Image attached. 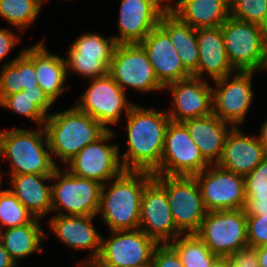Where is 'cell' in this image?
<instances>
[{
	"instance_id": "cell-1",
	"label": "cell",
	"mask_w": 267,
	"mask_h": 267,
	"mask_svg": "<svg viewBox=\"0 0 267 267\" xmlns=\"http://www.w3.org/2000/svg\"><path fill=\"white\" fill-rule=\"evenodd\" d=\"M125 116L128 148L120 157L124 170L155 174L160 168L165 134L171 121L167 112L134 104Z\"/></svg>"
},
{
	"instance_id": "cell-2",
	"label": "cell",
	"mask_w": 267,
	"mask_h": 267,
	"mask_svg": "<svg viewBox=\"0 0 267 267\" xmlns=\"http://www.w3.org/2000/svg\"><path fill=\"white\" fill-rule=\"evenodd\" d=\"M153 178L149 172L124 170L111 185H102L97 215L110 231L139 229L143 191Z\"/></svg>"
},
{
	"instance_id": "cell-3",
	"label": "cell",
	"mask_w": 267,
	"mask_h": 267,
	"mask_svg": "<svg viewBox=\"0 0 267 267\" xmlns=\"http://www.w3.org/2000/svg\"><path fill=\"white\" fill-rule=\"evenodd\" d=\"M44 129L52 158H59L64 165L107 131L97 120L76 106L49 114Z\"/></svg>"
},
{
	"instance_id": "cell-4",
	"label": "cell",
	"mask_w": 267,
	"mask_h": 267,
	"mask_svg": "<svg viewBox=\"0 0 267 267\" xmlns=\"http://www.w3.org/2000/svg\"><path fill=\"white\" fill-rule=\"evenodd\" d=\"M0 158L8 159L10 175L52 176L58 165L52 158L44 126L39 130L0 131Z\"/></svg>"
},
{
	"instance_id": "cell-5",
	"label": "cell",
	"mask_w": 267,
	"mask_h": 267,
	"mask_svg": "<svg viewBox=\"0 0 267 267\" xmlns=\"http://www.w3.org/2000/svg\"><path fill=\"white\" fill-rule=\"evenodd\" d=\"M154 179L167 192L177 230L182 235L196 234L207 210L195 177L154 175Z\"/></svg>"
},
{
	"instance_id": "cell-6",
	"label": "cell",
	"mask_w": 267,
	"mask_h": 267,
	"mask_svg": "<svg viewBox=\"0 0 267 267\" xmlns=\"http://www.w3.org/2000/svg\"><path fill=\"white\" fill-rule=\"evenodd\" d=\"M226 53L236 71H260L265 51L267 28L229 16L220 26Z\"/></svg>"
},
{
	"instance_id": "cell-7",
	"label": "cell",
	"mask_w": 267,
	"mask_h": 267,
	"mask_svg": "<svg viewBox=\"0 0 267 267\" xmlns=\"http://www.w3.org/2000/svg\"><path fill=\"white\" fill-rule=\"evenodd\" d=\"M52 180L55 181L51 185L52 212L68 216L97 215L103 184L75 176L66 169L63 172L59 167Z\"/></svg>"
},
{
	"instance_id": "cell-8",
	"label": "cell",
	"mask_w": 267,
	"mask_h": 267,
	"mask_svg": "<svg viewBox=\"0 0 267 267\" xmlns=\"http://www.w3.org/2000/svg\"><path fill=\"white\" fill-rule=\"evenodd\" d=\"M196 235L218 257H228L248 246L244 209L207 211Z\"/></svg>"
},
{
	"instance_id": "cell-9",
	"label": "cell",
	"mask_w": 267,
	"mask_h": 267,
	"mask_svg": "<svg viewBox=\"0 0 267 267\" xmlns=\"http://www.w3.org/2000/svg\"><path fill=\"white\" fill-rule=\"evenodd\" d=\"M108 74L123 91L127 87L143 93L164 90L139 43L116 44Z\"/></svg>"
},
{
	"instance_id": "cell-10",
	"label": "cell",
	"mask_w": 267,
	"mask_h": 267,
	"mask_svg": "<svg viewBox=\"0 0 267 267\" xmlns=\"http://www.w3.org/2000/svg\"><path fill=\"white\" fill-rule=\"evenodd\" d=\"M114 137V132L111 129L107 130L95 142L86 145L69 160L65 164L66 170L75 176L108 184L124 171L119 146L107 144Z\"/></svg>"
},
{
	"instance_id": "cell-11",
	"label": "cell",
	"mask_w": 267,
	"mask_h": 267,
	"mask_svg": "<svg viewBox=\"0 0 267 267\" xmlns=\"http://www.w3.org/2000/svg\"><path fill=\"white\" fill-rule=\"evenodd\" d=\"M210 164L182 122L170 121L164 142L160 168L154 175L194 177Z\"/></svg>"
},
{
	"instance_id": "cell-12",
	"label": "cell",
	"mask_w": 267,
	"mask_h": 267,
	"mask_svg": "<svg viewBox=\"0 0 267 267\" xmlns=\"http://www.w3.org/2000/svg\"><path fill=\"white\" fill-rule=\"evenodd\" d=\"M110 238L101 236V250L96 262L101 267H133L152 263L158 243L141 229L110 231Z\"/></svg>"
},
{
	"instance_id": "cell-13",
	"label": "cell",
	"mask_w": 267,
	"mask_h": 267,
	"mask_svg": "<svg viewBox=\"0 0 267 267\" xmlns=\"http://www.w3.org/2000/svg\"><path fill=\"white\" fill-rule=\"evenodd\" d=\"M79 99L75 106L97 120L106 130H110L107 125L119 123L122 112L127 115L134 105L109 74L91 79L90 87Z\"/></svg>"
},
{
	"instance_id": "cell-14",
	"label": "cell",
	"mask_w": 267,
	"mask_h": 267,
	"mask_svg": "<svg viewBox=\"0 0 267 267\" xmlns=\"http://www.w3.org/2000/svg\"><path fill=\"white\" fill-rule=\"evenodd\" d=\"M207 211L244 209L246 203L244 176L214 165L196 174Z\"/></svg>"
},
{
	"instance_id": "cell-15",
	"label": "cell",
	"mask_w": 267,
	"mask_h": 267,
	"mask_svg": "<svg viewBox=\"0 0 267 267\" xmlns=\"http://www.w3.org/2000/svg\"><path fill=\"white\" fill-rule=\"evenodd\" d=\"M253 75L254 71H236L213 81L216 84V88H212L213 114L233 127H239L246 119L254 97Z\"/></svg>"
},
{
	"instance_id": "cell-16",
	"label": "cell",
	"mask_w": 267,
	"mask_h": 267,
	"mask_svg": "<svg viewBox=\"0 0 267 267\" xmlns=\"http://www.w3.org/2000/svg\"><path fill=\"white\" fill-rule=\"evenodd\" d=\"M116 46L113 37L101 36L99 33L80 35L67 51V74L71 71L82 78L95 79L108 74L113 50Z\"/></svg>"
},
{
	"instance_id": "cell-17",
	"label": "cell",
	"mask_w": 267,
	"mask_h": 267,
	"mask_svg": "<svg viewBox=\"0 0 267 267\" xmlns=\"http://www.w3.org/2000/svg\"><path fill=\"white\" fill-rule=\"evenodd\" d=\"M139 229L158 244H166L182 235L176 228L166 190L153 178L144 188Z\"/></svg>"
},
{
	"instance_id": "cell-18",
	"label": "cell",
	"mask_w": 267,
	"mask_h": 267,
	"mask_svg": "<svg viewBox=\"0 0 267 267\" xmlns=\"http://www.w3.org/2000/svg\"><path fill=\"white\" fill-rule=\"evenodd\" d=\"M167 9L168 0H121L119 35L113 36L115 43H140L159 25L160 17Z\"/></svg>"
},
{
	"instance_id": "cell-19",
	"label": "cell",
	"mask_w": 267,
	"mask_h": 267,
	"mask_svg": "<svg viewBox=\"0 0 267 267\" xmlns=\"http://www.w3.org/2000/svg\"><path fill=\"white\" fill-rule=\"evenodd\" d=\"M165 89H170L173 98V107L167 111L171 121L183 122L213 113L212 87L205 79L192 75L166 85Z\"/></svg>"
},
{
	"instance_id": "cell-20",
	"label": "cell",
	"mask_w": 267,
	"mask_h": 267,
	"mask_svg": "<svg viewBox=\"0 0 267 267\" xmlns=\"http://www.w3.org/2000/svg\"><path fill=\"white\" fill-rule=\"evenodd\" d=\"M250 135L247 136L239 127H233L216 165L242 176L250 173L267 156L260 134L258 137Z\"/></svg>"
},
{
	"instance_id": "cell-21",
	"label": "cell",
	"mask_w": 267,
	"mask_h": 267,
	"mask_svg": "<svg viewBox=\"0 0 267 267\" xmlns=\"http://www.w3.org/2000/svg\"><path fill=\"white\" fill-rule=\"evenodd\" d=\"M159 82L166 85L192 76L183 66L169 35L158 25L139 43Z\"/></svg>"
},
{
	"instance_id": "cell-22",
	"label": "cell",
	"mask_w": 267,
	"mask_h": 267,
	"mask_svg": "<svg viewBox=\"0 0 267 267\" xmlns=\"http://www.w3.org/2000/svg\"><path fill=\"white\" fill-rule=\"evenodd\" d=\"M97 216L54 215L48 220L50 230L62 243L75 250L90 251L88 259L96 261L101 250V234L93 227Z\"/></svg>"
},
{
	"instance_id": "cell-23",
	"label": "cell",
	"mask_w": 267,
	"mask_h": 267,
	"mask_svg": "<svg viewBox=\"0 0 267 267\" xmlns=\"http://www.w3.org/2000/svg\"><path fill=\"white\" fill-rule=\"evenodd\" d=\"M196 37L199 61L193 76L203 79L207 73L215 81L236 72L229 62L220 26L196 29Z\"/></svg>"
},
{
	"instance_id": "cell-24",
	"label": "cell",
	"mask_w": 267,
	"mask_h": 267,
	"mask_svg": "<svg viewBox=\"0 0 267 267\" xmlns=\"http://www.w3.org/2000/svg\"><path fill=\"white\" fill-rule=\"evenodd\" d=\"M182 123L186 126L203 158L210 165L217 164L222 155L226 137L233 126L222 121L213 113L203 117L188 119Z\"/></svg>"
},
{
	"instance_id": "cell-25",
	"label": "cell",
	"mask_w": 267,
	"mask_h": 267,
	"mask_svg": "<svg viewBox=\"0 0 267 267\" xmlns=\"http://www.w3.org/2000/svg\"><path fill=\"white\" fill-rule=\"evenodd\" d=\"M171 1L174 2L168 0V9L195 29L221 26L230 16V0Z\"/></svg>"
},
{
	"instance_id": "cell-26",
	"label": "cell",
	"mask_w": 267,
	"mask_h": 267,
	"mask_svg": "<svg viewBox=\"0 0 267 267\" xmlns=\"http://www.w3.org/2000/svg\"><path fill=\"white\" fill-rule=\"evenodd\" d=\"M53 182L52 176L19 174L10 175V191L35 217L41 219L52 211L51 185L44 182Z\"/></svg>"
},
{
	"instance_id": "cell-27",
	"label": "cell",
	"mask_w": 267,
	"mask_h": 267,
	"mask_svg": "<svg viewBox=\"0 0 267 267\" xmlns=\"http://www.w3.org/2000/svg\"><path fill=\"white\" fill-rule=\"evenodd\" d=\"M34 64L38 85L54 103L66 90L68 74L65 58L50 53L44 41L34 45Z\"/></svg>"
},
{
	"instance_id": "cell-28",
	"label": "cell",
	"mask_w": 267,
	"mask_h": 267,
	"mask_svg": "<svg viewBox=\"0 0 267 267\" xmlns=\"http://www.w3.org/2000/svg\"><path fill=\"white\" fill-rule=\"evenodd\" d=\"M159 26L169 35L184 68L194 75L199 61L196 29L182 22L169 9L161 15Z\"/></svg>"
},
{
	"instance_id": "cell-29",
	"label": "cell",
	"mask_w": 267,
	"mask_h": 267,
	"mask_svg": "<svg viewBox=\"0 0 267 267\" xmlns=\"http://www.w3.org/2000/svg\"><path fill=\"white\" fill-rule=\"evenodd\" d=\"M0 71V102L23 88H35L38 80L34 64V45L23 49L16 58L3 63Z\"/></svg>"
},
{
	"instance_id": "cell-30",
	"label": "cell",
	"mask_w": 267,
	"mask_h": 267,
	"mask_svg": "<svg viewBox=\"0 0 267 267\" xmlns=\"http://www.w3.org/2000/svg\"><path fill=\"white\" fill-rule=\"evenodd\" d=\"M45 233L39 218L29 224L3 229L2 245L15 262L33 253L40 252Z\"/></svg>"
},
{
	"instance_id": "cell-31",
	"label": "cell",
	"mask_w": 267,
	"mask_h": 267,
	"mask_svg": "<svg viewBox=\"0 0 267 267\" xmlns=\"http://www.w3.org/2000/svg\"><path fill=\"white\" fill-rule=\"evenodd\" d=\"M53 104L39 85L35 88H23L22 91L8 95L0 102V106L21 114L40 126H44Z\"/></svg>"
},
{
	"instance_id": "cell-32",
	"label": "cell",
	"mask_w": 267,
	"mask_h": 267,
	"mask_svg": "<svg viewBox=\"0 0 267 267\" xmlns=\"http://www.w3.org/2000/svg\"><path fill=\"white\" fill-rule=\"evenodd\" d=\"M244 180L246 216L267 214V156L244 176Z\"/></svg>"
},
{
	"instance_id": "cell-33",
	"label": "cell",
	"mask_w": 267,
	"mask_h": 267,
	"mask_svg": "<svg viewBox=\"0 0 267 267\" xmlns=\"http://www.w3.org/2000/svg\"><path fill=\"white\" fill-rule=\"evenodd\" d=\"M184 267H210L218 258L196 234L180 235L169 243Z\"/></svg>"
},
{
	"instance_id": "cell-34",
	"label": "cell",
	"mask_w": 267,
	"mask_h": 267,
	"mask_svg": "<svg viewBox=\"0 0 267 267\" xmlns=\"http://www.w3.org/2000/svg\"><path fill=\"white\" fill-rule=\"evenodd\" d=\"M41 6L37 0H0V16L23 32L36 20Z\"/></svg>"
},
{
	"instance_id": "cell-35",
	"label": "cell",
	"mask_w": 267,
	"mask_h": 267,
	"mask_svg": "<svg viewBox=\"0 0 267 267\" xmlns=\"http://www.w3.org/2000/svg\"><path fill=\"white\" fill-rule=\"evenodd\" d=\"M35 217L6 189L0 197V225L3 229L29 224Z\"/></svg>"
},
{
	"instance_id": "cell-36",
	"label": "cell",
	"mask_w": 267,
	"mask_h": 267,
	"mask_svg": "<svg viewBox=\"0 0 267 267\" xmlns=\"http://www.w3.org/2000/svg\"><path fill=\"white\" fill-rule=\"evenodd\" d=\"M230 16L267 28V0H230Z\"/></svg>"
},
{
	"instance_id": "cell-37",
	"label": "cell",
	"mask_w": 267,
	"mask_h": 267,
	"mask_svg": "<svg viewBox=\"0 0 267 267\" xmlns=\"http://www.w3.org/2000/svg\"><path fill=\"white\" fill-rule=\"evenodd\" d=\"M247 242L254 248L267 245V214L247 216Z\"/></svg>"
},
{
	"instance_id": "cell-38",
	"label": "cell",
	"mask_w": 267,
	"mask_h": 267,
	"mask_svg": "<svg viewBox=\"0 0 267 267\" xmlns=\"http://www.w3.org/2000/svg\"><path fill=\"white\" fill-rule=\"evenodd\" d=\"M153 267H184L176 250L169 244H158L152 256Z\"/></svg>"
},
{
	"instance_id": "cell-39",
	"label": "cell",
	"mask_w": 267,
	"mask_h": 267,
	"mask_svg": "<svg viewBox=\"0 0 267 267\" xmlns=\"http://www.w3.org/2000/svg\"><path fill=\"white\" fill-rule=\"evenodd\" d=\"M231 267H259L257 248L247 246L227 257Z\"/></svg>"
},
{
	"instance_id": "cell-40",
	"label": "cell",
	"mask_w": 267,
	"mask_h": 267,
	"mask_svg": "<svg viewBox=\"0 0 267 267\" xmlns=\"http://www.w3.org/2000/svg\"><path fill=\"white\" fill-rule=\"evenodd\" d=\"M21 41L20 37L13 31L6 28H0V62L5 59V56L14 49Z\"/></svg>"
},
{
	"instance_id": "cell-41",
	"label": "cell",
	"mask_w": 267,
	"mask_h": 267,
	"mask_svg": "<svg viewBox=\"0 0 267 267\" xmlns=\"http://www.w3.org/2000/svg\"><path fill=\"white\" fill-rule=\"evenodd\" d=\"M15 261L11 258L2 244H0V267H11Z\"/></svg>"
},
{
	"instance_id": "cell-42",
	"label": "cell",
	"mask_w": 267,
	"mask_h": 267,
	"mask_svg": "<svg viewBox=\"0 0 267 267\" xmlns=\"http://www.w3.org/2000/svg\"><path fill=\"white\" fill-rule=\"evenodd\" d=\"M259 267H267V245L257 248Z\"/></svg>"
},
{
	"instance_id": "cell-43",
	"label": "cell",
	"mask_w": 267,
	"mask_h": 267,
	"mask_svg": "<svg viewBox=\"0 0 267 267\" xmlns=\"http://www.w3.org/2000/svg\"><path fill=\"white\" fill-rule=\"evenodd\" d=\"M210 267H230L227 257H218Z\"/></svg>"
},
{
	"instance_id": "cell-44",
	"label": "cell",
	"mask_w": 267,
	"mask_h": 267,
	"mask_svg": "<svg viewBox=\"0 0 267 267\" xmlns=\"http://www.w3.org/2000/svg\"><path fill=\"white\" fill-rule=\"evenodd\" d=\"M259 134L262 138L263 145L265 146L266 151H267V120H265V122L262 123V126L259 130Z\"/></svg>"
},
{
	"instance_id": "cell-45",
	"label": "cell",
	"mask_w": 267,
	"mask_h": 267,
	"mask_svg": "<svg viewBox=\"0 0 267 267\" xmlns=\"http://www.w3.org/2000/svg\"><path fill=\"white\" fill-rule=\"evenodd\" d=\"M79 267H101V266L96 261H80Z\"/></svg>"
},
{
	"instance_id": "cell-46",
	"label": "cell",
	"mask_w": 267,
	"mask_h": 267,
	"mask_svg": "<svg viewBox=\"0 0 267 267\" xmlns=\"http://www.w3.org/2000/svg\"><path fill=\"white\" fill-rule=\"evenodd\" d=\"M266 70L267 71V38H266V43H265V51H264V59H263V64L260 69V72Z\"/></svg>"
},
{
	"instance_id": "cell-47",
	"label": "cell",
	"mask_w": 267,
	"mask_h": 267,
	"mask_svg": "<svg viewBox=\"0 0 267 267\" xmlns=\"http://www.w3.org/2000/svg\"><path fill=\"white\" fill-rule=\"evenodd\" d=\"M1 171V170H0ZM2 173H0V197H1V195L6 191V190H3L2 188H1V185H2V183L3 182H1V180H2V175H1Z\"/></svg>"
},
{
	"instance_id": "cell-48",
	"label": "cell",
	"mask_w": 267,
	"mask_h": 267,
	"mask_svg": "<svg viewBox=\"0 0 267 267\" xmlns=\"http://www.w3.org/2000/svg\"><path fill=\"white\" fill-rule=\"evenodd\" d=\"M133 267H153V266H152V263H146V264H141V265H137Z\"/></svg>"
},
{
	"instance_id": "cell-49",
	"label": "cell",
	"mask_w": 267,
	"mask_h": 267,
	"mask_svg": "<svg viewBox=\"0 0 267 267\" xmlns=\"http://www.w3.org/2000/svg\"><path fill=\"white\" fill-rule=\"evenodd\" d=\"M3 228L0 225V244H2Z\"/></svg>"
},
{
	"instance_id": "cell-50",
	"label": "cell",
	"mask_w": 267,
	"mask_h": 267,
	"mask_svg": "<svg viewBox=\"0 0 267 267\" xmlns=\"http://www.w3.org/2000/svg\"><path fill=\"white\" fill-rule=\"evenodd\" d=\"M11 267H18V263L15 262Z\"/></svg>"
},
{
	"instance_id": "cell-51",
	"label": "cell",
	"mask_w": 267,
	"mask_h": 267,
	"mask_svg": "<svg viewBox=\"0 0 267 267\" xmlns=\"http://www.w3.org/2000/svg\"><path fill=\"white\" fill-rule=\"evenodd\" d=\"M37 1L43 5V3H44L45 0H37Z\"/></svg>"
}]
</instances>
